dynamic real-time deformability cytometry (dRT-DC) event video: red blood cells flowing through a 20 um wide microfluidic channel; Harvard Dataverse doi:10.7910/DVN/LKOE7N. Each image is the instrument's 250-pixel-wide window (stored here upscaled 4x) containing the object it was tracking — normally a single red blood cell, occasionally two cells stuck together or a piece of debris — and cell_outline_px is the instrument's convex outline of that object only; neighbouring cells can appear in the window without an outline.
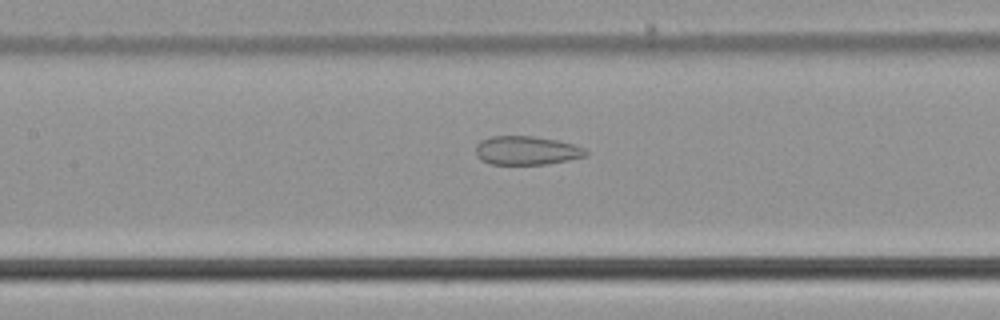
{"species": "common noctule bat (a hibernating species)", "species_latin": "Nyctalus noctula", "temperature_condition": "cold", "stored_images_in_passage": 54, "camera_frame_rate_fps": 3000, "um_per_image_px": 0.085, "animal": {"sex": "male", "body_mass_g": 21.5, "forearm_length_mm": 52.0}, "frame": {"image": 1, "passage_image": 25, "time_ms": 8.0, "image_size_px": [1000, 320], "cell_outline_px": [[588, 152], [584, 156], [568, 160], [544, 164], [492, 164], [480, 160], [476, 156], [476, 144], [480, 140], [492, 136], [532, 136], [556, 140], [572, 144], [584, 148]], "centroid_in_image_um": [44.7, 12.79], "position_along_channel_um": 162.7, "area_um2": 18.32}}
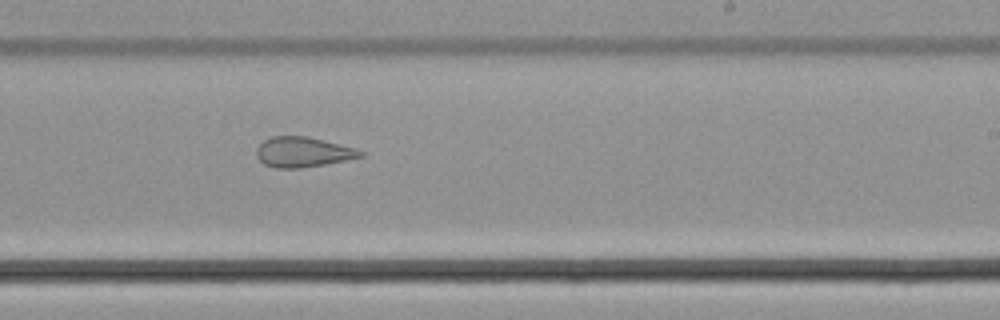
{"frame": {"image": 2, "passage_image": 33, "time_ms": 10.667, "image_size_px": [1000, 320], "cell_outline_px": [[364, 156], [324, 164], [300, 168], [276, 168], [264, 164], [256, 156], [256, 148], [264, 140], [272, 136], [308, 136], [356, 148], [364, 152]], "centroid_in_image_um": [25.73, 12.92], "position_along_channel_um": 263.3, "area_um2": 18.21}}
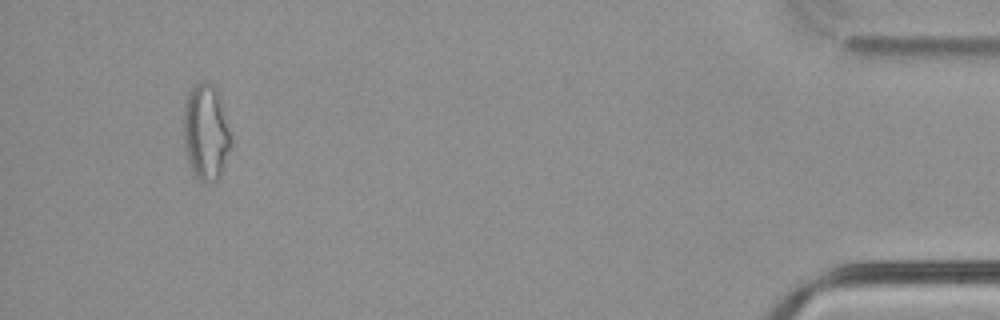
{"frame": {"image": 3, "passage_image": 51, "time_ms": 16.667, "image_size_px": [1000, 320], "cell_outline_px": [[232, 148], [220, 180], [208, 184], [204, 184], [192, 172], [188, 160], [184, 144], [184, 104], [188, 92], [200, 80], [208, 80], [216, 88], [220, 96], [232, 136]], "centroid_in_image_um": [17.54, 11.27], "position_along_channel_um": 417.7, "area_um2": 27.46}, "authors_computed_cell_mechanics": {"area_um2": 24.0159, "velocity_mm_per_s": 3.7805, "shape_relaxation_time_tau1_ms": null, "shape_relaxation_time_tau2_ms": 2.4958, "deformation_change_tau1": null, "deformation_change_tau2": 0.1065}}